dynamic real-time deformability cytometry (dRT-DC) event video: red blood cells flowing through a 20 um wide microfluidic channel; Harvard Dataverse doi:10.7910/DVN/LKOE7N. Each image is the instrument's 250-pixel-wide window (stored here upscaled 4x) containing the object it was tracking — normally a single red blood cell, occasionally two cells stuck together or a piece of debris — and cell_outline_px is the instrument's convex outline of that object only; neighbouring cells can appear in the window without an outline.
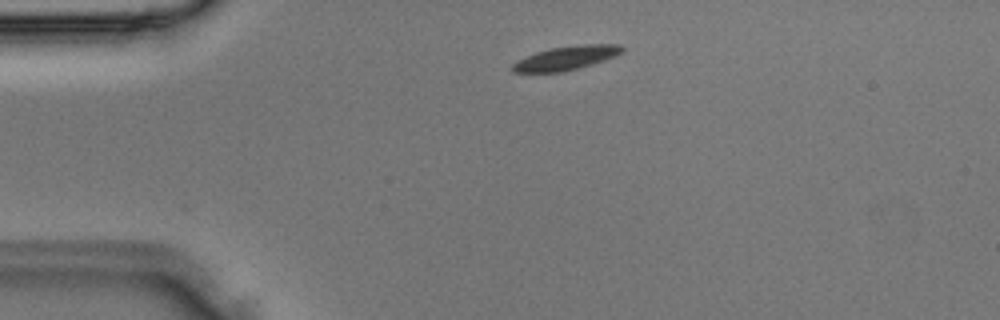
{"species": "Egyptian fruit bat (a non-hibernating species)", "species_latin": "Rousettus aegyptiacus", "temperature_condition": "room temperature", "stored_images_in_passage": 2, "camera_frame_rate_fps": 3000, "um_per_image_px": 0.085, "animal": {"sex": "male"}, "frame": {"image": 1, "passage_image": 1, "time_ms": 0.0, "image_size_px": [1000, 320], "cell_outline_px": [[624, 48], [616, 56], [604, 60], [576, 68], [560, 72], [512, 72], [512, 64], [516, 60], [536, 52], [552, 48], [584, 44], [620, 44]], "centroid_in_image_um": [48.1, 4.92], "position_along_channel_um": 36.9, "area_um2": 14.97}}